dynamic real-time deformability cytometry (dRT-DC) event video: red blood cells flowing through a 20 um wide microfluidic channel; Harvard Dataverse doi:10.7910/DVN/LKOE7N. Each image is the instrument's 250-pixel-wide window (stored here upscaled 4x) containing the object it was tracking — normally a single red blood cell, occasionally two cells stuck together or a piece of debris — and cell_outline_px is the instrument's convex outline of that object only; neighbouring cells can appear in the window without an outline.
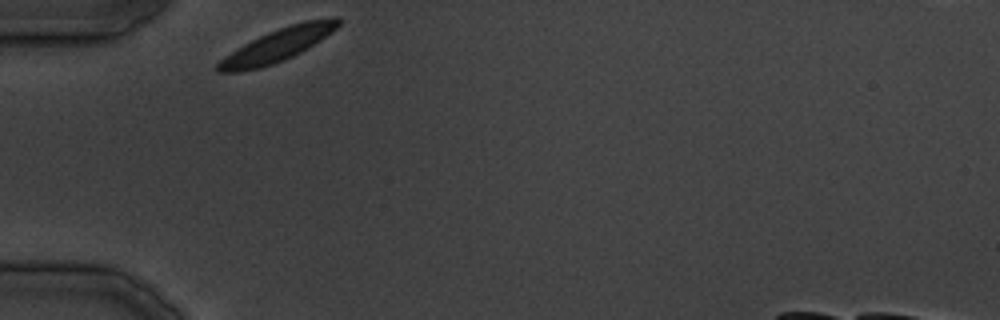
{"species": "common noctule bat (a hibernating species)", "species_latin": "Nyctalus noctula", "temperature_condition": "cold", "stored_images_in_passage": 21, "camera_frame_rate_fps": 3000, "um_per_image_px": 0.085, "animal": {"sex": "male", "body_mass_g": 19.5, "forearm_length_mm": 54.6}, "frame": {"image": 1, "passage_image": 1, "time_ms": 0.0, "image_size_px": [1000, 320], "cell_outline_px": [[344, 20], [336, 28], [320, 40], [308, 48], [284, 60], [260, 68], [240, 72], [216, 72], [212, 68], [220, 60], [244, 44], [268, 32], [304, 20], [332, 16], [340, 16]], "centroid_in_image_um": [23.62, 3.82], "position_along_channel_um": 61.4, "area_um2": 23.06}}
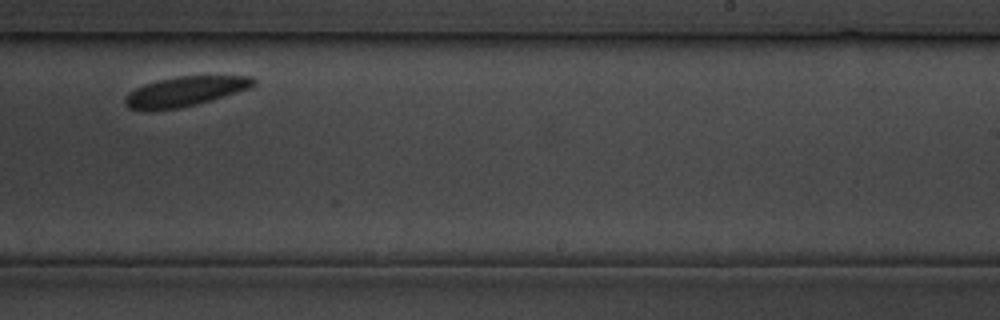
{"frame": {"image": 2, "passage_image": 15, "time_ms": 16.667, "image_size_px": [1000, 320], "cell_outline_px": [[256, 84], [252, 88], [212, 100], [196, 104], [176, 108], [144, 112], [128, 108], [124, 104], [124, 96], [128, 92], [144, 84], [156, 80], [176, 76], [252, 76], [256, 80]], "centroid_in_image_um": [15.69, 7.78], "position_along_channel_um": 273.3, "area_um2": 22.72}}